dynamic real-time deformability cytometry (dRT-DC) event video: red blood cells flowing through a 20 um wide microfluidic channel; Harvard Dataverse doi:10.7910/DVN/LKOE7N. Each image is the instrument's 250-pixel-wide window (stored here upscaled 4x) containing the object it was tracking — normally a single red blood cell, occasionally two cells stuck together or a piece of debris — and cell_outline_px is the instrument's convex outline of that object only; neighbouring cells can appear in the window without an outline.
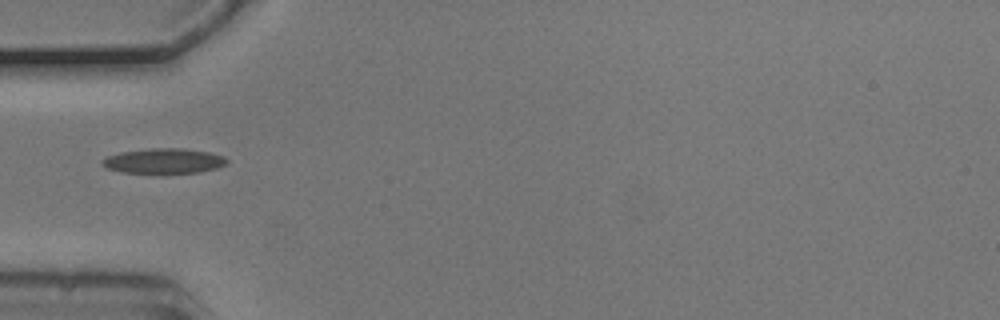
{"species": "common noctule bat (a hibernating species)", "species_latin": "Nyctalus noctula", "temperature_condition": "cold", "stored_images_in_passage": 27, "camera_frame_rate_fps": 3000, "um_per_image_px": 0.085, "animal": {"sex": "male", "body_mass_g": 20.5, "forearm_length_mm": 52.5}, "frame": {"image": 1, "passage_image": 1, "time_ms": 0.0, "image_size_px": [1000, 320], "cell_outline_px": [[228, 160], [224, 164], [216, 168], [200, 172], [120, 172], [104, 168], [100, 164], [100, 160], [108, 156], [120, 152], [152, 148], [184, 148], [208, 152], [224, 156]], "centroid_in_image_um": [13.87, 13.67], "position_along_channel_um": 71.1, "area_um2": 18.03}}
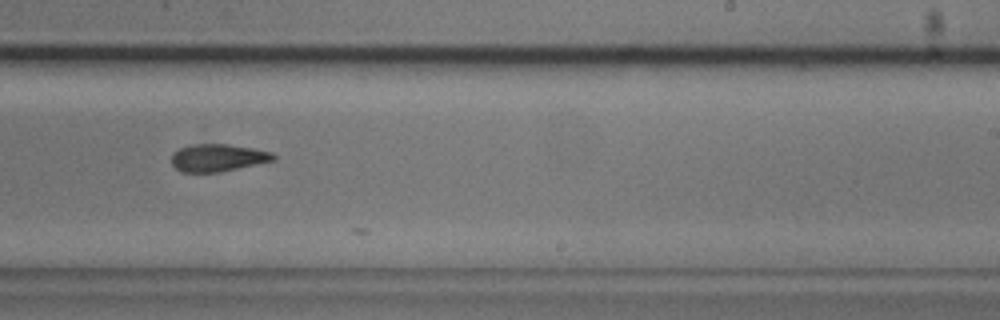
{"frame": {"image": 2, "passage_image": 17, "time_ms": 5.333, "image_size_px": [1000, 320], "cell_outline_px": [[276, 160], [220, 172], [180, 172], [172, 164], [172, 152], [180, 148], [192, 144], [228, 144], [252, 148], [272, 152], [276, 156]], "centroid_in_image_um": [18.51, 13.41], "position_along_channel_um": 270.5, "area_um2": 16.36}}
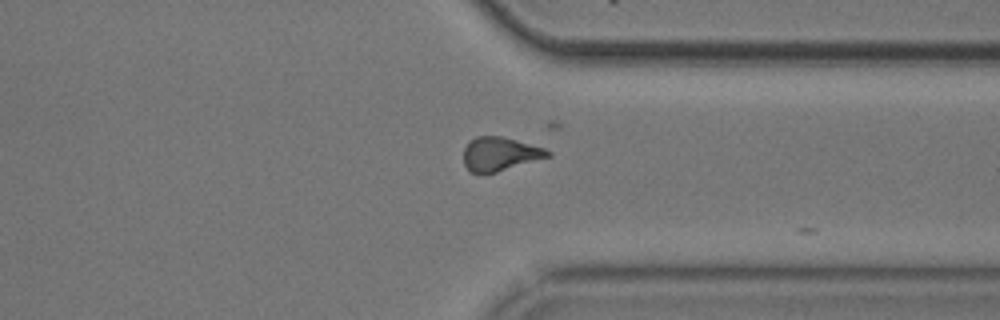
{"frame": {"image": 3, "passage_image": 25, "time_ms": 8.0, "image_size_px": [1000, 320], "cell_outline_px": [[552, 156], [484, 176], [468, 172], [464, 164], [464, 148], [468, 140], [476, 136], [500, 136], [516, 140], [544, 148], [552, 152]], "centroid_in_image_um": [42.46, 13.12], "position_along_channel_um": 368.9, "area_um2": 17.05}}